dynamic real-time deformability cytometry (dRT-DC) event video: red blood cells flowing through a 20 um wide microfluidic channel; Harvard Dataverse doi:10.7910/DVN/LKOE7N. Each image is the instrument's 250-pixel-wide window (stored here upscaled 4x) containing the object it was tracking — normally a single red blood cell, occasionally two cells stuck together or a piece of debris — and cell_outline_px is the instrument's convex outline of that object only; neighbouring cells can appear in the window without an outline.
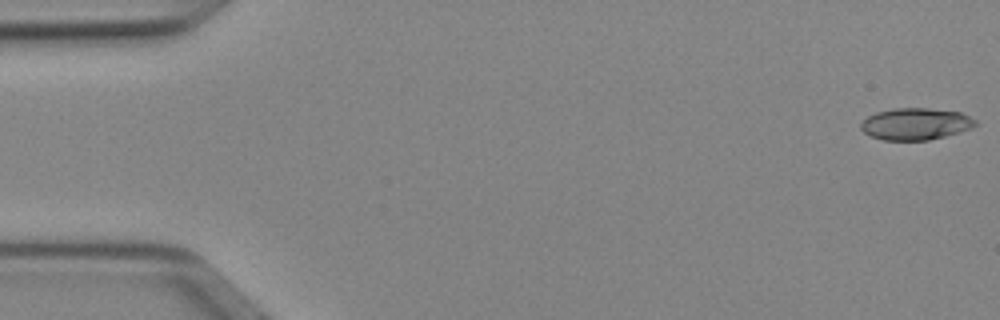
{"species": "Egyptian fruit bat (a non-hibernating species)", "species_latin": "Rousettus aegyptiacus", "temperature_condition": "cold", "stored_images_in_passage": 50, "camera_frame_rate_fps": 3000, "um_per_image_px": 0.085, "animal": {"sex": "female"}, "frame": {"image": 1, "passage_image": 1, "time_ms": 0.0, "image_size_px": [1000, 320], "cell_outline_px": [[976, 124], [960, 132], [928, 140], [884, 140], [872, 136], [864, 132], [860, 128], [860, 124], [868, 116], [876, 112], [892, 108], [928, 108], [960, 112], [976, 120]], "centroid_in_image_um": [77.79, 10.52], "position_along_channel_um": 7.2, "area_um2": 21.04}}
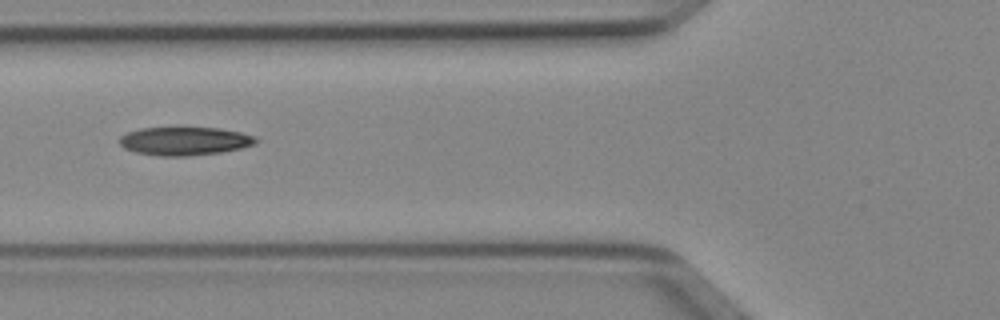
{"frame": {"image": 2, "passage_image": 19, "time_ms": 6.0, "image_size_px": [1000, 320], "cell_outline_px": [[260, 140], [256, 144], [240, 148], [220, 152], [188, 156], [160, 156], [136, 152], [124, 148], [120, 144], [120, 136], [128, 132], [140, 128], [180, 124], [220, 128], [240, 132], [256, 136]], "centroid_in_image_um": [15.7, 11.93], "position_along_channel_um": 110.1, "area_um2": 23.64}}
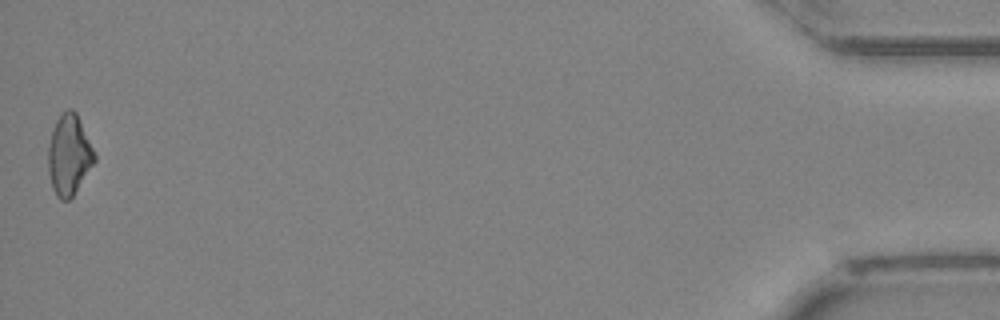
{"frame": {"image": 3, "passage_image": 50, "time_ms": 16.333, "image_size_px": [1000, 320], "cell_outline_px": [[96, 160], [72, 196], [68, 200], [60, 200], [56, 196], [52, 188], [48, 172], [48, 148], [52, 132], [56, 120], [68, 108], [72, 108], [76, 112], [96, 156]], "centroid_in_image_um": [5.85, 13.18], "position_along_channel_um": 429.3, "area_um2": 21.39}, "authors_computed_cell_mechanics": {"area_um2": 21.8484, "velocity_mm_per_s": 4.0266, "shape_relaxation_time_tau1_ms": 6.4993, "shape_relaxation_time_tau2_ms": null, "deformation_change_tau1": 0.1504, "deformation_change_tau2": null}}